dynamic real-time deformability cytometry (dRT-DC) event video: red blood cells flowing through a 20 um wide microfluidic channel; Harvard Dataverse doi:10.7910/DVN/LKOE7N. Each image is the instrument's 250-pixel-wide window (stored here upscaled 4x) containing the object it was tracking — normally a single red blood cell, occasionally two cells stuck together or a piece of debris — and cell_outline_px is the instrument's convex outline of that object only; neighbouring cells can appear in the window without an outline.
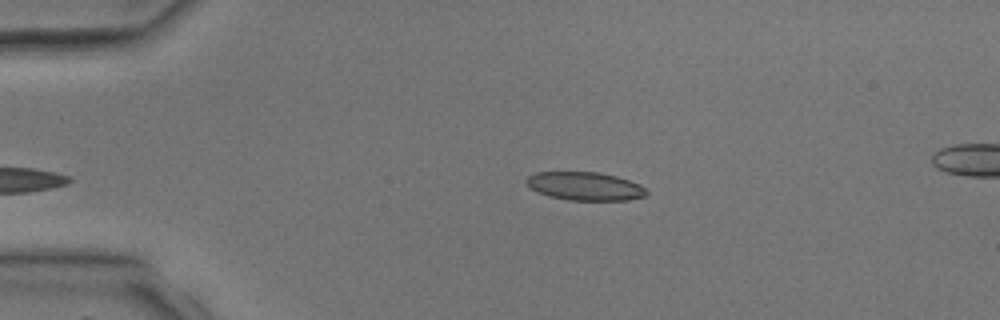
{"species": "common noctule bat (a hibernating species)", "species_latin": "Nyctalus noctula", "temperature_condition": "room temperature", "stored_images_in_passage": 3, "camera_frame_rate_fps": 3000, "um_per_image_px": 0.085, "animal": {"sex": "male", "body_mass_g": 17.9, "forearm_length_mm": 54.2}, "frame": {"image": 1, "passage_image": 3, "time_ms": 2.333, "image_size_px": [1000, 320], "cell_outline_px": [[648, 192], [644, 196], [628, 200], [568, 200], [548, 196], [536, 192], [524, 180], [528, 176], [536, 172], [600, 172], [616, 176], [640, 184]], "centroid_in_image_um": [49.7, 15.82], "position_along_channel_um": 35.3, "area_um2": 19.83}}